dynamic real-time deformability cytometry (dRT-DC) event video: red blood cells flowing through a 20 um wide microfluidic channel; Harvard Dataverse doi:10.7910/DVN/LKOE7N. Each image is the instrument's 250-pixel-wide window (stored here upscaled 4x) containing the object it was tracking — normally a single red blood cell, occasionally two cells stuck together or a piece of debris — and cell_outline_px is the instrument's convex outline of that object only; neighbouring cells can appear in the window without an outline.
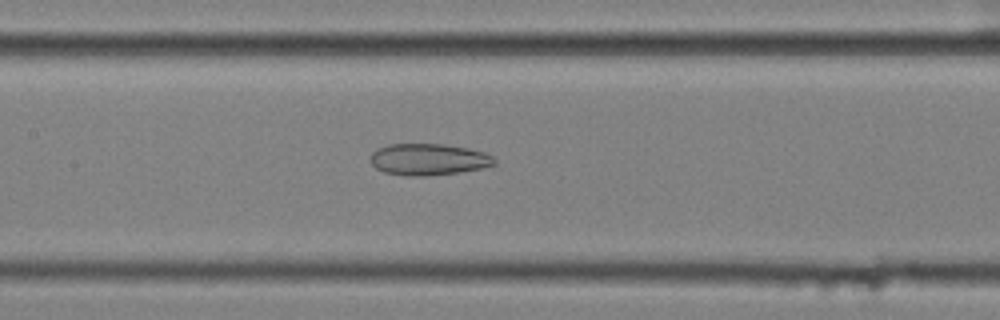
{"species": "common noctule bat (a hibernating species)", "species_latin": "Nyctalus noctula", "temperature_condition": "cold", "stored_images_in_passage": 58, "camera_frame_rate_fps": 3000, "um_per_image_px": 0.085, "animal": {"sex": "female", "body_mass_g": 25.1}, "frame": {"image": 1, "passage_image": 28, "time_ms": 9.0, "image_size_px": [1000, 320], "cell_outline_px": [[496, 164], [484, 168], [460, 172], [428, 176], [408, 176], [384, 172], [376, 168], [372, 164], [372, 152], [376, 148], [388, 144], [444, 144], [468, 148], [484, 152], [492, 156], [496, 160]], "centroid_in_image_um": [36.44, 13.55], "position_along_channel_um": 171.0, "area_um2": 22.95}}
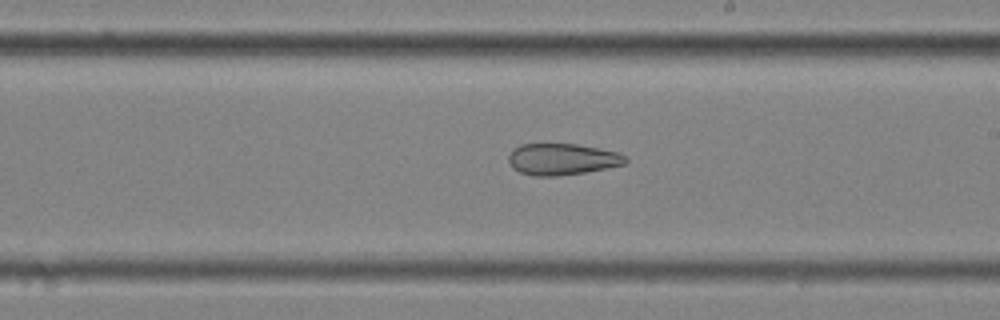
{"frame": {"image": 2, "passage_image": 34, "time_ms": 11.0, "image_size_px": [1000, 320], "cell_outline_px": [[628, 160], [624, 164], [608, 168], [584, 172], [556, 176], [532, 176], [520, 172], [512, 168], [508, 160], [508, 156], [520, 144], [576, 144], [600, 148], [616, 152], [624, 156]], "centroid_in_image_um": [47.77, 13.54], "position_along_channel_um": 241.2, "area_um2": 21.33}}
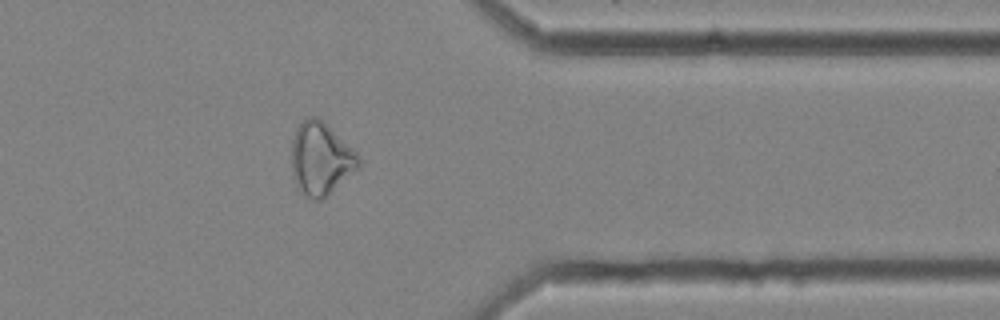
{"frame": {"image": 3, "passage_image": 47, "time_ms": 15.333, "image_size_px": [1000, 320], "cell_outline_px": [[360, 168], [320, 200], [312, 200], [304, 196], [296, 188], [292, 176], [292, 136], [296, 128], [308, 116], [316, 116], [324, 120], [356, 152], [360, 160]], "centroid_in_image_um": [27.25, 13.49], "position_along_channel_um": 384.2, "area_um2": 28.67}}